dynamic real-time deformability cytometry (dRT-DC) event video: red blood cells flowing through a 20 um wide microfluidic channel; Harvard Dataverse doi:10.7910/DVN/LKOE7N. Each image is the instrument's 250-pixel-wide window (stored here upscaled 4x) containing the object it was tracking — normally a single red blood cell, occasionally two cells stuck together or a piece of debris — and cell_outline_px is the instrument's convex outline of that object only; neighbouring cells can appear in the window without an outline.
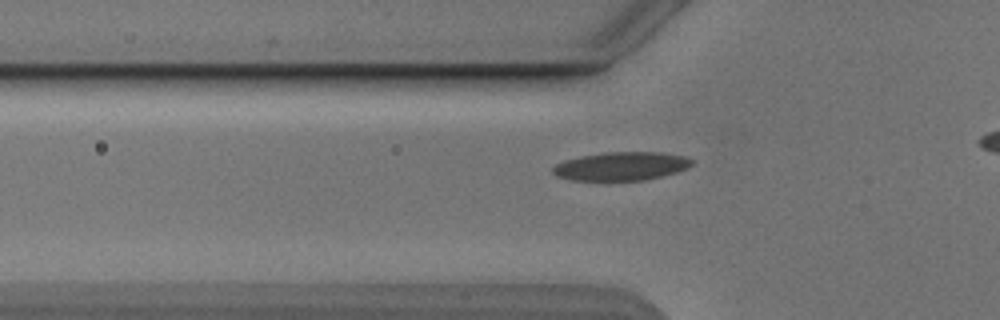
{"species": "Egyptian fruit bat (a non-hibernating species)", "species_latin": "Rousettus aegyptiacus", "temperature_condition": "cold", "stored_images_in_passage": 33, "camera_frame_rate_fps": 3000, "um_per_image_px": 0.085, "animal": {"sex": "male"}, "frame": {"image": 1, "passage_image": 4, "time_ms": 1.0, "image_size_px": [1000, 320], "cell_outline_px": [[696, 160], [688, 168], [676, 172], [644, 180], [572, 180], [556, 176], [552, 172], [552, 168], [556, 164], [564, 160], [580, 156], [604, 152], [664, 152], [688, 156]], "centroid_in_image_um": [52.84, 14.11], "position_along_channel_um": 73.0, "area_um2": 23.29}}
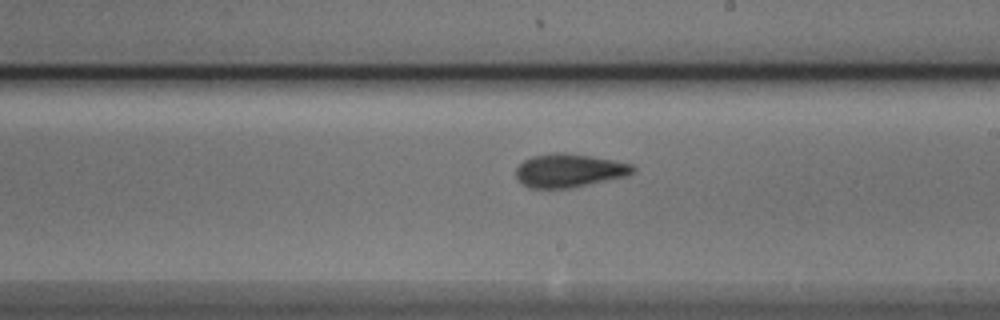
{"frame": {"image": 2, "passage_image": 17, "time_ms": 5.333, "image_size_px": [1000, 320], "cell_outline_px": [[636, 168], [632, 172], [624, 176], [572, 188], [528, 188], [516, 176], [516, 168], [524, 160], [532, 156], [552, 152], [564, 152], [592, 156], [632, 164]], "centroid_in_image_um": [48.35, 14.48], "position_along_channel_um": 240.7, "area_um2": 22.66}}
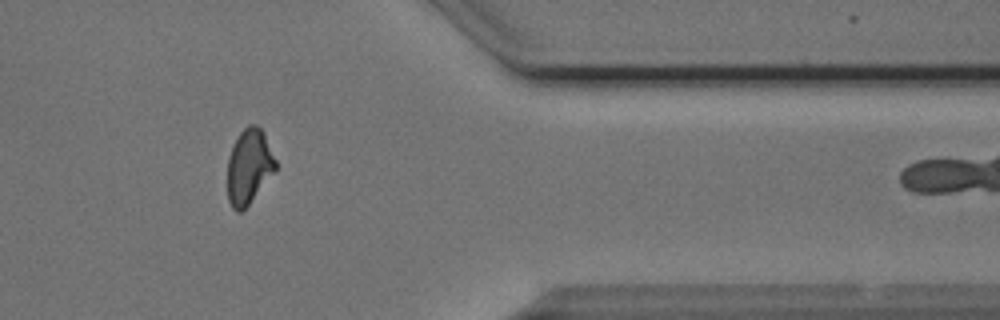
{"frame": {"image": 3, "passage_image": 30, "time_ms": 9.667, "image_size_px": [1000, 320], "cell_outline_px": [[276, 172], [248, 204], [240, 212], [236, 212], [232, 208], [228, 200], [228, 156], [240, 132], [248, 124], [256, 124], [264, 132], [276, 160]], "centroid_in_image_um": [21.18, 14.15], "position_along_channel_um": 390.2, "area_um2": 21.04}, "authors_computed_cell_mechanics": {"area_um2": 22.1374, "velocity_mm_per_s": 3.8653, "shape_relaxation_time_tau1_ms": 5.1612, "shape_relaxation_time_tau2_ms": 2.0972, "deformation_change_tau1": 0.1475, "deformation_change_tau2": 0.0856}}